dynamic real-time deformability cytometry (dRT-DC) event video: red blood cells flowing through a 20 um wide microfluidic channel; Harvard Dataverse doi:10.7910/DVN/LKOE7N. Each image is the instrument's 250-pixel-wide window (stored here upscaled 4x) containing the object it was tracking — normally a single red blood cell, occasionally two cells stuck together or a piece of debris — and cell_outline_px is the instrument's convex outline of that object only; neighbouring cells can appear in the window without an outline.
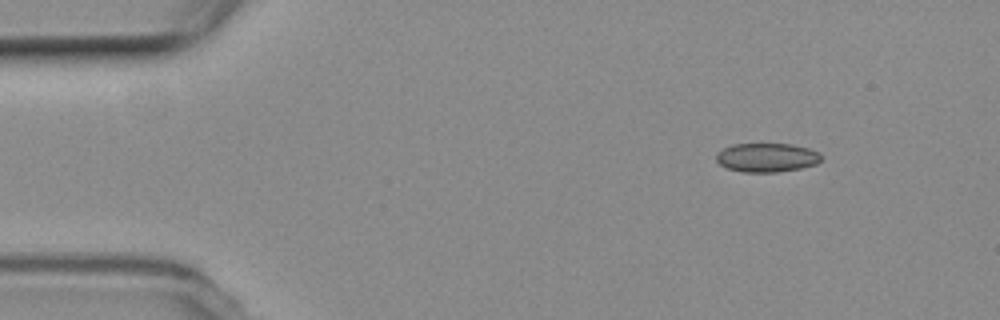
{"species": "common noctule bat (a hibernating species)", "species_latin": "Nyctalus noctula", "temperature_condition": "room temperature", "stored_images_in_passage": 11, "camera_frame_rate_fps": 3000, "um_per_image_px": 0.085, "animal": {"sex": "female", "body_mass_g": 19.3, "forearm_length_mm": 54.1}, "frame": {"image": 1, "passage_image": 1, "time_ms": 0.0, "image_size_px": [1000, 320], "cell_outline_px": [[820, 160], [816, 164], [800, 168], [776, 172], [740, 172], [728, 168], [720, 164], [716, 160], [716, 156], [724, 148], [732, 144], [792, 144], [808, 148], [820, 152]], "centroid_in_image_um": [65.18, 13.39], "position_along_channel_um": 19.8, "area_um2": 17.57}}
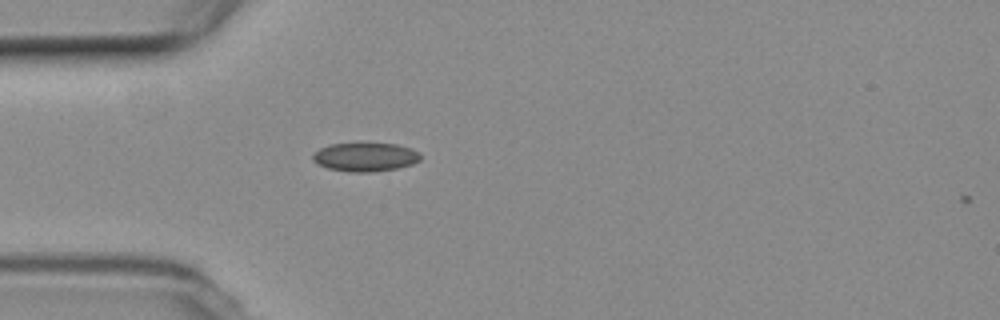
{"frame": {"image": 2, "passage_image": 10, "time_ms": 3.0, "image_size_px": [1000, 320], "cell_outline_px": [[420, 160], [412, 164], [396, 168], [372, 172], [348, 172], [328, 168], [312, 160], [312, 156], [320, 148], [332, 144], [396, 144], [412, 148], [420, 152]], "centroid_in_image_um": [31.08, 13.35], "position_along_channel_um": 53.9, "area_um2": 17.8}}